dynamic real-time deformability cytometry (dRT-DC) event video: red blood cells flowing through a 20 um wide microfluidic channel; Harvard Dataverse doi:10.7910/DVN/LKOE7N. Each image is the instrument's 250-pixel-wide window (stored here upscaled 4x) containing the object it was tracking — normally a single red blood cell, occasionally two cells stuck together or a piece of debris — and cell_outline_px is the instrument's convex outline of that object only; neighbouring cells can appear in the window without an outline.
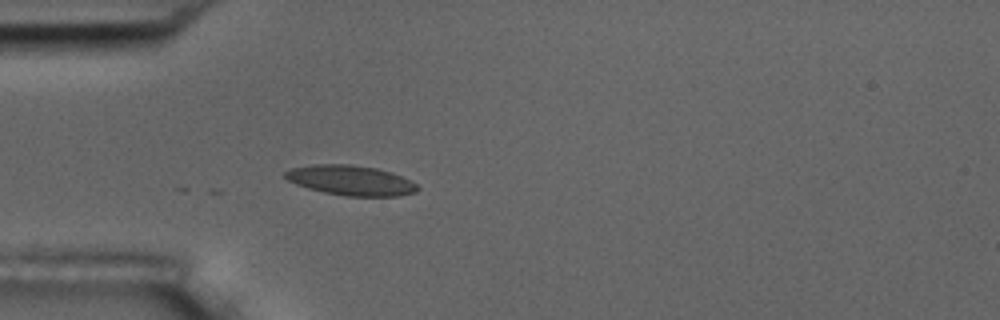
{"species": "common noctule bat (a hibernating species)", "species_latin": "Nyctalus noctula", "temperature_condition": "room temperature", "stored_images_in_passage": 5, "camera_frame_rate_fps": 3000, "um_per_image_px": 0.085, "animal": {"sex": "male", "body_mass_g": 17.5, "forearm_length_mm": 52.3}, "frame": {"image": 1, "passage_image": 1, "time_ms": 0.0, "image_size_px": [1000, 320], "cell_outline_px": [[420, 188], [416, 192], [400, 196], [344, 196], [324, 192], [308, 188], [296, 184], [288, 180], [284, 176], [284, 172], [292, 168], [316, 164], [352, 164], [376, 168], [392, 172], [416, 184]], "centroid_in_image_um": [29.82, 15.33], "position_along_channel_um": 55.2, "area_um2": 23.06}}